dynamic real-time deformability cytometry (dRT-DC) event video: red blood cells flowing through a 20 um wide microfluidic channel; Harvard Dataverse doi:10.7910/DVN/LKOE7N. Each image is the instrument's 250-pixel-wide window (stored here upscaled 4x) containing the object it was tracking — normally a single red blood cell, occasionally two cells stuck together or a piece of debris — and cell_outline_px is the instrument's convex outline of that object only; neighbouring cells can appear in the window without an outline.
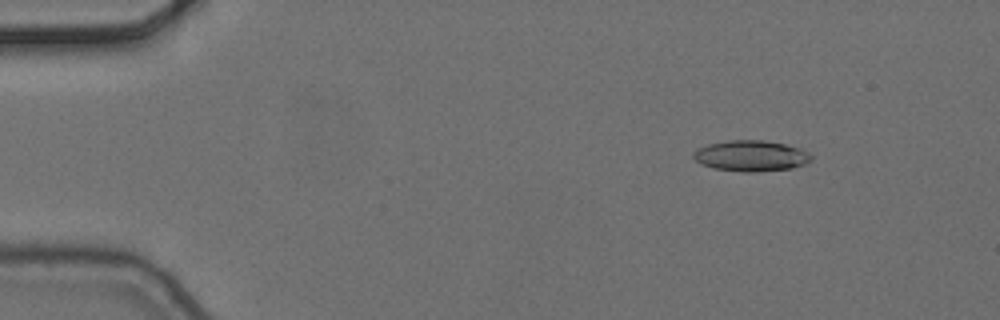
{"species": "common noctule bat (a hibernating species)", "species_latin": "Nyctalus noctula", "temperature_condition": "cold", "stored_images_in_passage": 5, "camera_frame_rate_fps": 3000, "um_per_image_px": 0.085, "animal": {"sex": "female", "body_mass_g": 24.6, "forearm_length_mm": 56.2}, "frame": {"image": 1, "passage_image": 2, "time_ms": 0.333, "image_size_px": [1000, 320], "cell_outline_px": [[812, 160], [804, 164], [792, 168], [760, 172], [744, 172], [712, 168], [700, 164], [692, 156], [700, 148], [708, 144], [728, 140], [764, 140], [784, 144], [800, 148], [808, 152], [812, 156]], "centroid_in_image_um": [63.86, 13.25], "position_along_channel_um": 21.1, "area_um2": 21.21}}
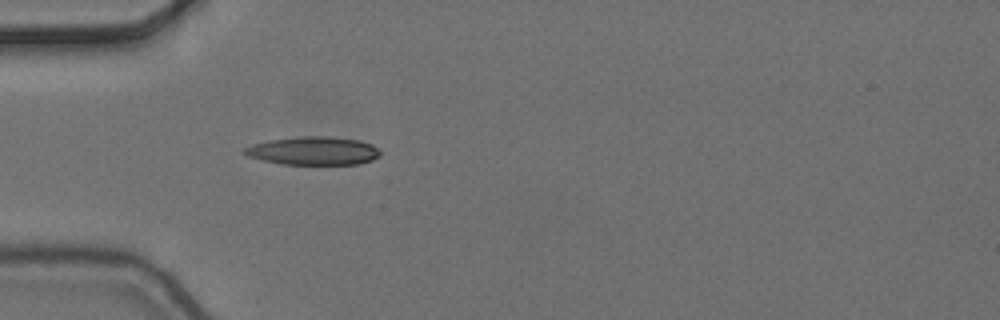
{"frame": {"image": 2, "passage_image": 5, "time_ms": 1.333, "image_size_px": [1000, 320], "cell_outline_px": [[380, 156], [372, 160], [356, 164], [284, 164], [264, 160], [248, 156], [244, 152], [244, 148], [252, 144], [268, 140], [300, 136], [328, 136], [360, 140], [372, 144], [380, 152]], "centroid_in_image_um": [26.65, 12.81], "position_along_channel_um": 58.3, "area_um2": 22.25}}